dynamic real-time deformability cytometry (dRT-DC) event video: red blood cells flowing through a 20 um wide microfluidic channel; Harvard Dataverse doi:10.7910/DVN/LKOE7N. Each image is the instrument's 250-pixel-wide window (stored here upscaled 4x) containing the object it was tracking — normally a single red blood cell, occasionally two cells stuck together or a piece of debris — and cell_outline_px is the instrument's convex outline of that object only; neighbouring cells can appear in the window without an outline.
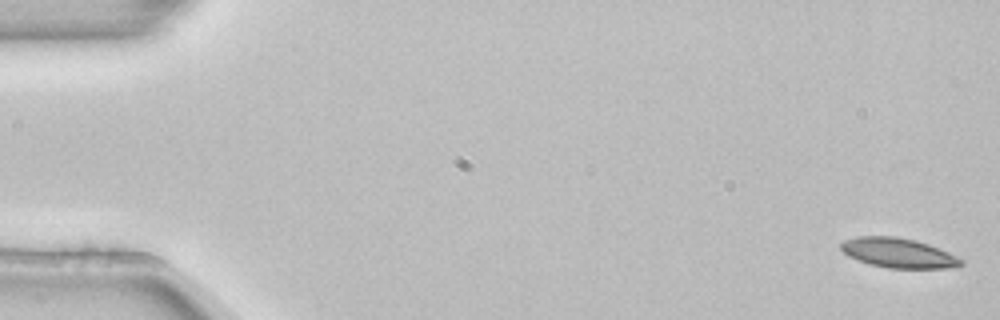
{"species": "common noctule bat (a hibernating species)", "species_latin": "Nyctalus noctula", "temperature_condition": "room temperature", "stored_images_in_passage": 4, "camera_frame_rate_fps": 3000, "um_per_image_px": 0.085, "animal": {"sex": "female", "body_mass_g": 22.7, "forearm_length_mm": 54.2}, "frame": {"image": 1, "passage_image": 1, "time_ms": 0.0, "image_size_px": [1000, 320], "cell_outline_px": [[964, 264], [948, 268], [888, 268], [868, 264], [848, 256], [840, 248], [840, 244], [844, 240], [856, 236], [896, 236], [916, 240], [928, 244], [948, 252], [964, 260]], "centroid_in_image_um": [76.34, 21.49], "position_along_channel_um": 8.7, "area_um2": 20.87}}
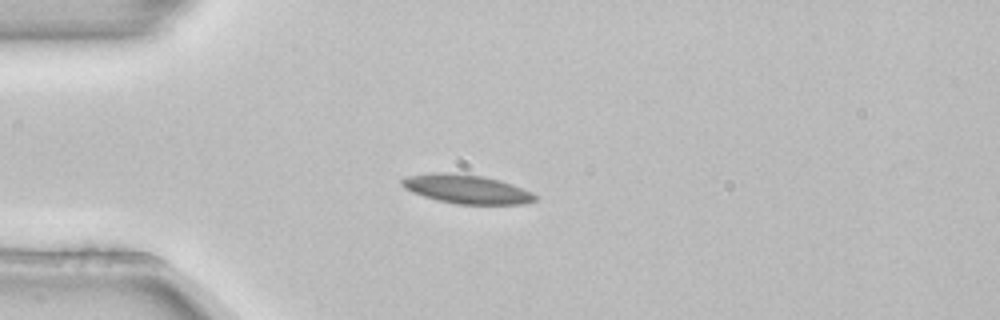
{"frame": {"image": 2, "passage_image": 4, "time_ms": 1.0, "image_size_px": [1000, 320], "cell_outline_px": [[536, 200], [524, 204], [456, 204], [436, 200], [412, 192], [404, 188], [400, 184], [400, 180], [404, 176], [432, 172], [448, 172], [484, 176], [500, 180], [512, 184], [532, 192], [536, 196]], "centroid_in_image_um": [39.61, 16.06], "position_along_channel_um": 45.4, "area_um2": 22.66}}